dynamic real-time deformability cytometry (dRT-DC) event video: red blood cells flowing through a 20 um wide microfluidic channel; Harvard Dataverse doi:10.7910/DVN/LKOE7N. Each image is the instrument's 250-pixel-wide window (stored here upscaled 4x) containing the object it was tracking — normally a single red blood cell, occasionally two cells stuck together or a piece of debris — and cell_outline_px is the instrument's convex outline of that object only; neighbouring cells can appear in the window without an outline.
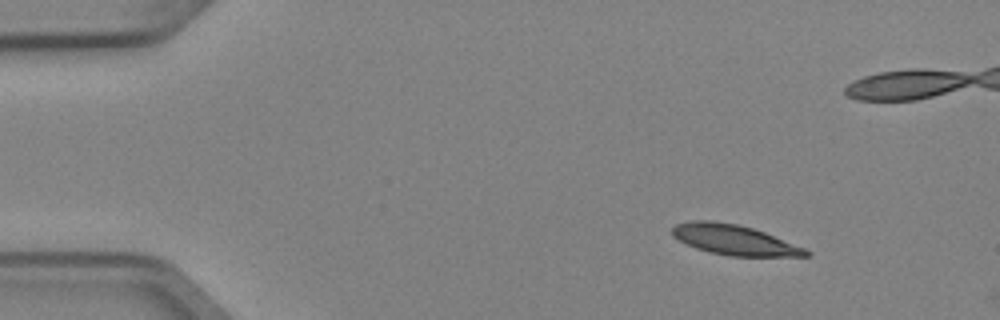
{"species": "Egyptian fruit bat (a non-hibernating species)", "species_latin": "Rousettus aegyptiacus", "temperature_condition": "cold", "stored_images_in_passage": 5, "camera_frame_rate_fps": 3000, "um_per_image_px": 0.085, "animal": {"sex": "female"}, "frame": {"image": 1, "passage_image": 1, "time_ms": 0.0, "image_size_px": [1000, 320], "cell_outline_px": [[812, 252], [808, 256], [728, 256], [696, 248], [672, 236], [672, 228], [676, 224], [692, 220], [712, 220], [736, 224], [752, 228], [764, 232], [804, 248]], "centroid_in_image_um": [62.39, 20.38], "position_along_channel_um": 22.6, "area_um2": 23.18}}